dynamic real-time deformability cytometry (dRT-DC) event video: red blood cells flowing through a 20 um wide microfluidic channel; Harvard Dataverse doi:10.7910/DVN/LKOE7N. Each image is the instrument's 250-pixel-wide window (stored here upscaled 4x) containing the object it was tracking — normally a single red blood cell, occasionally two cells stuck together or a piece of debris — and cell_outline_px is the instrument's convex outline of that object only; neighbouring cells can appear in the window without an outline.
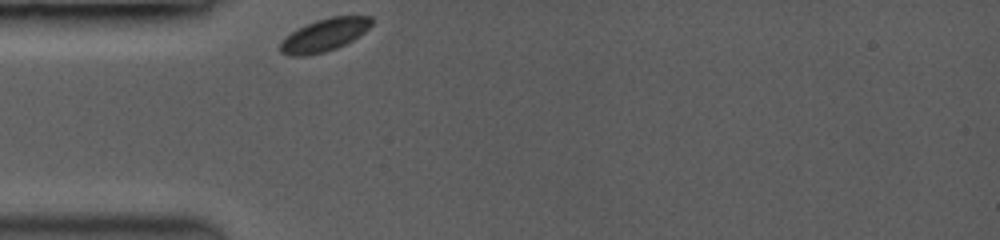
{"species": "common noctule bat (a hibernating species)", "species_latin": "Nyctalus noctula", "temperature_condition": "room temperature", "stored_images_in_passage": 35, "camera_frame_rate_fps": 3500, "um_per_image_px": 0.085, "animal": {"sex": "female", "body_mass_g": 19.0, "forearm_length_mm": 53.3}, "frame": {"image": 1, "passage_image": 1, "time_ms": 0.0, "image_size_px": [1000, 240], "cell_outline_px": [[372, 24], [364, 32], [352, 40], [336, 48], [324, 52], [304, 56], [292, 56], [280, 52], [280, 44], [292, 32], [316, 20], [332, 16], [372, 16]], "centroid_in_image_um": [27.6, 2.97], "position_along_channel_um": 57.4, "area_um2": 16.99}}
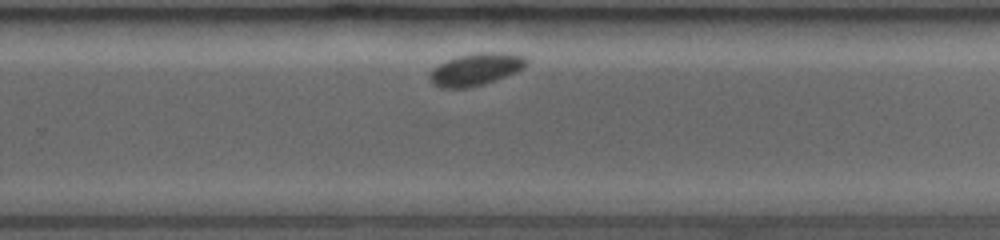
{"frame": {"image": 2, "passage_image": 24, "time_ms": 6.571, "image_size_px": [1000, 240], "cell_outline_px": [[528, 60], [524, 68], [516, 72], [480, 84], [464, 88], [444, 88], [432, 84], [428, 80], [432, 72], [440, 64], [456, 56], [476, 52], [508, 52], [524, 56]], "centroid_in_image_um": [40.47, 5.86], "position_along_channel_um": 289.3, "area_um2": 17.86}}
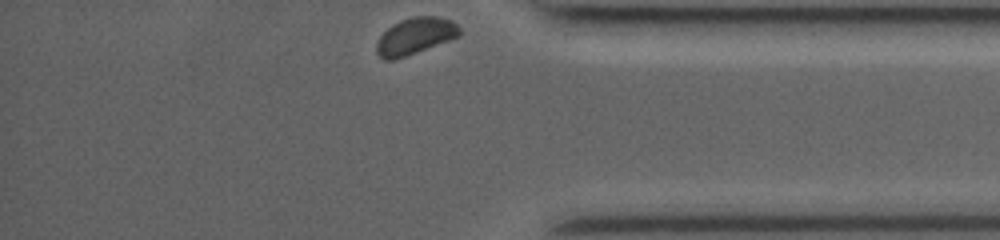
{"frame": {"image": 3, "passage_image": 35, "time_ms": 9.714, "image_size_px": [1000, 240], "cell_outline_px": [[460, 32], [456, 36], [448, 40], [404, 56], [392, 60], [384, 60], [376, 52], [376, 44], [380, 36], [392, 24], [400, 20], [412, 16], [436, 16], [452, 20], [460, 28]], "centroid_in_image_um": [35.25, 3.04], "position_along_channel_um": 399.9, "area_um2": 17.34}}